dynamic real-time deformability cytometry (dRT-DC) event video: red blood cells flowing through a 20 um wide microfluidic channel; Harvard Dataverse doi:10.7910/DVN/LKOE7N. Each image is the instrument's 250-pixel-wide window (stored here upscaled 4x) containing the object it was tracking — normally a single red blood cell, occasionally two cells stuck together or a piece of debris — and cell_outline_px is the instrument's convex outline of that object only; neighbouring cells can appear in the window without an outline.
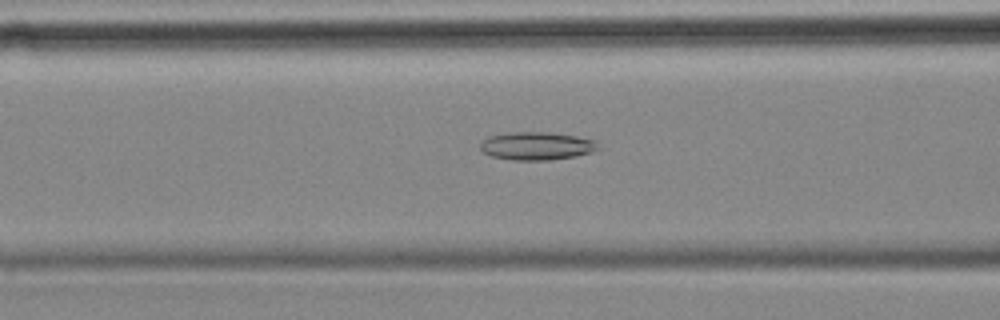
{"species": "common noctule bat (a hibernating species)", "species_latin": "Nyctalus noctula", "temperature_condition": "cold", "stored_images_in_passage": 55, "camera_frame_rate_fps": 3000, "um_per_image_px": 0.085, "animal": {"sex": "female", "body_mass_g": 18.4}, "frame": {"image": 1, "passage_image": 21, "time_ms": 6.667, "image_size_px": [1000, 320], "cell_outline_px": [[600, 148], [592, 152], [576, 156], [548, 160], [512, 160], [492, 156], [484, 152], [480, 148], [480, 144], [488, 136], [508, 132], [552, 132], [576, 136], [596, 140]], "centroid_in_image_um": [45.64, 12.4], "position_along_channel_um": 121.0, "area_um2": 19.36}}
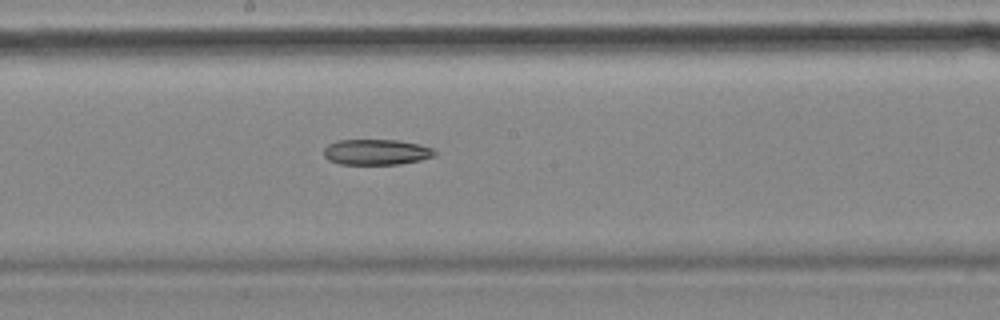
{"frame": {"image": 2, "passage_image": 29, "time_ms": 9.333, "image_size_px": [1000, 320], "cell_outline_px": [[436, 156], [420, 160], [400, 164], [340, 164], [328, 160], [324, 156], [324, 148], [328, 144], [336, 140], [396, 140], [420, 144], [432, 148], [436, 152]], "centroid_in_image_um": [31.98, 12.92], "position_along_channel_um": 216.2, "area_um2": 16.65}}
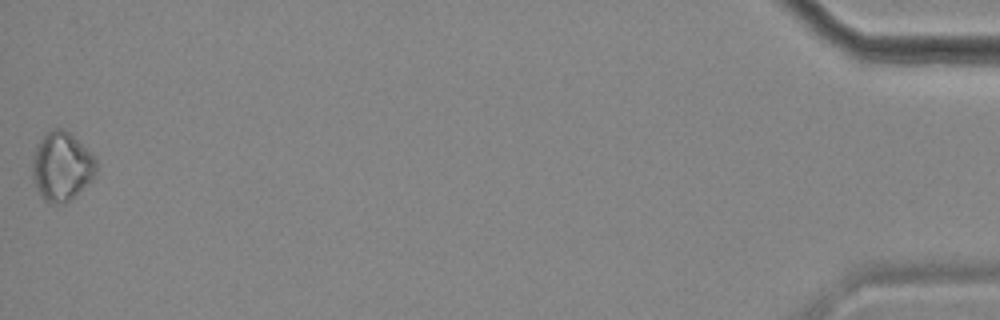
{"frame": {"image": 3, "passage_image": 55, "time_ms": 18.0, "image_size_px": [1000, 320], "cell_outline_px": [[96, 176], [92, 180], [64, 204], [56, 204], [44, 200], [40, 196], [36, 188], [32, 176], [32, 156], [36, 144], [44, 132], [52, 128], [60, 128], [68, 132], [96, 156]], "centroid_in_image_um": [5.22, 14.12], "position_along_channel_um": 430.0, "area_um2": 25.95}}